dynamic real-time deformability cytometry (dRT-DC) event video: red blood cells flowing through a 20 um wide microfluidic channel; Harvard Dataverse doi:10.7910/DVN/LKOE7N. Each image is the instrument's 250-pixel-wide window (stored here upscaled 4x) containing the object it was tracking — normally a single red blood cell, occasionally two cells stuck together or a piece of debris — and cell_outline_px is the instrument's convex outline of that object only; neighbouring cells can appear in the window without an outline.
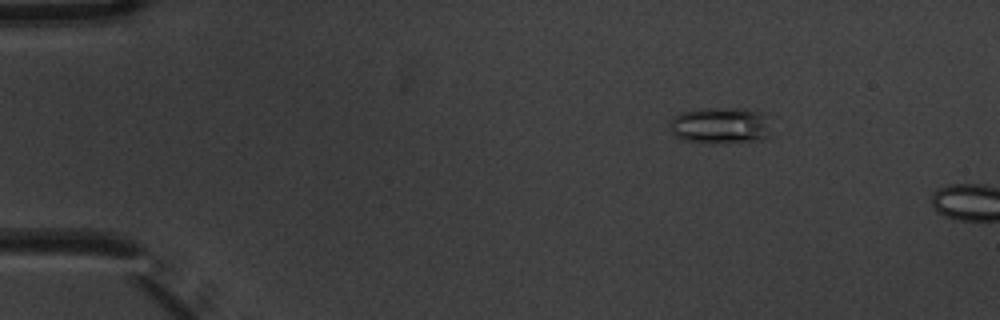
{"species": "common noctule bat (a hibernating species)", "species_latin": "Nyctalus noctula", "temperature_condition": "warm", "stored_images_in_passage": 3, "camera_frame_rate_fps": 3000, "um_per_image_px": 0.085, "animal": {"sex": "male", "body_mass_g": 20.1, "forearm_length_mm": 53.5}, "frame": {"image": 1, "passage_image": 2, "time_ms": 0.333, "image_size_px": [1000, 320], "cell_outline_px": [[764, 140], [684, 140], [676, 136], [672, 132], [672, 116], [680, 112], [700, 108], [744, 108], [760, 112], [764, 116]], "centroid_in_image_um": [61.11, 10.58], "position_along_channel_um": 23.9, "area_um2": 19.94}}